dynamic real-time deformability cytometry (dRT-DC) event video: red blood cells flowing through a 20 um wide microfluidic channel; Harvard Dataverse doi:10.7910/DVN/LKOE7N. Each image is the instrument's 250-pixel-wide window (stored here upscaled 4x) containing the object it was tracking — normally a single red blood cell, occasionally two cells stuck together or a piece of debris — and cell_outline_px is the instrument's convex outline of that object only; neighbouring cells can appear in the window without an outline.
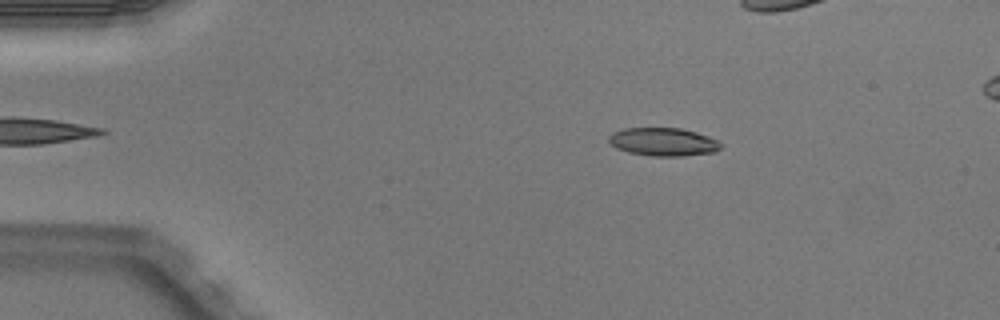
{"species": "Egyptian fruit bat (a non-hibernating species)", "species_latin": "Rousettus aegyptiacus", "temperature_condition": "warm", "stored_images_in_passage": 5, "camera_frame_rate_fps": 3000, "um_per_image_px": 0.085, "animal": {"sex": "male"}, "frame": {"image": 1, "passage_image": 1, "time_ms": 0.0, "image_size_px": [1000, 320], "cell_outline_px": [[720, 148], [716, 152], [684, 156], [652, 156], [628, 152], [616, 148], [608, 140], [608, 136], [612, 132], [624, 128], [680, 128], [696, 132], [720, 140]], "centroid_in_image_um": [56.38, 12.06], "position_along_channel_um": 28.6, "area_um2": 18.5}}
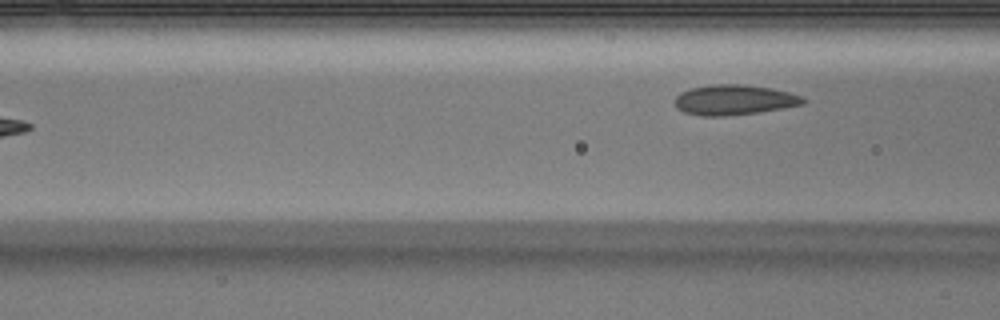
{"frame": {"image": 2, "passage_image": 5, "time_ms": 1.333, "image_size_px": [1000, 320], "cell_outline_px": [[808, 100], [804, 104], [784, 108], [760, 112], [724, 116], [700, 116], [684, 112], [676, 108], [676, 96], [680, 92], [692, 88], [708, 84], [744, 84], [772, 88], [804, 96]], "centroid_in_image_um": [62.44, 8.49], "position_along_channel_um": 104.2, "area_um2": 22.83}}